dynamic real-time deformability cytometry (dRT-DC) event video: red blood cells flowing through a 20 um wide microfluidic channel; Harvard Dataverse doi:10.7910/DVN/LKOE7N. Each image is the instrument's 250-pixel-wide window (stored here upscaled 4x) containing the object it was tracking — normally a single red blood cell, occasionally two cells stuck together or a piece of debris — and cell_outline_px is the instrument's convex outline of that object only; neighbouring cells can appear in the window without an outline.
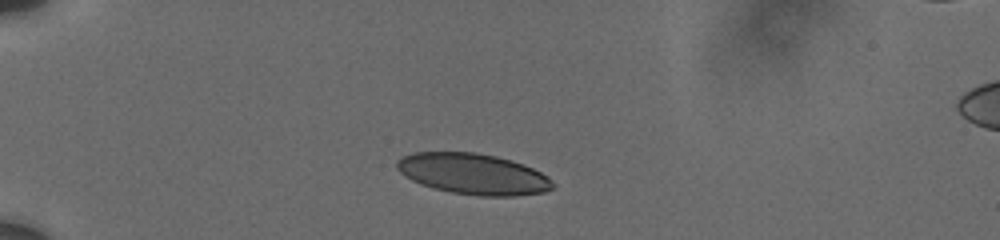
{"species": "human", "species_latin": "Homo sapiens", "temperature_condition": "cold", "stored_images_in_passage": 15, "camera_frame_rate_fps": 3000, "um_per_image_px": 0.085, "donor": {"sex": "male"}, "frame": {"image": 1, "passage_image": 1, "time_ms": 0.0, "image_size_px": [1000, 240], "cell_outline_px": [[556, 184], [552, 188], [544, 192], [516, 196], [480, 196], [452, 192], [432, 188], [420, 184], [404, 176], [396, 168], [396, 160], [400, 156], [412, 152], [476, 152], [496, 156], [512, 160], [532, 168], [548, 176]], "centroid_in_image_um": [40.19, 14.78], "position_along_channel_um": 44.8, "area_um2": 37.45}}
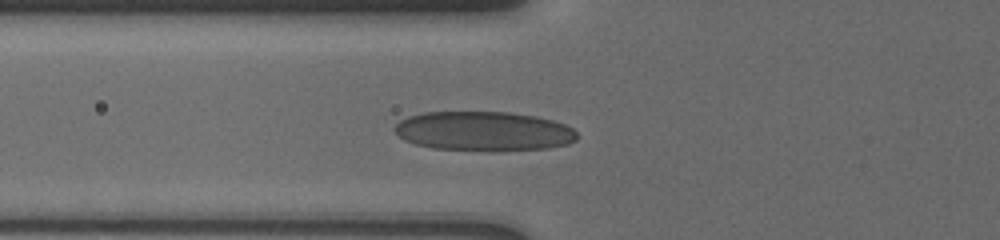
{"frame": {"image": 2, "passage_image": 13, "time_ms": 2.333, "image_size_px": [1000, 240], "cell_outline_px": [[576, 140], [568, 144], [548, 148], [496, 152], [492, 152], [432, 148], [416, 144], [404, 140], [392, 128], [400, 120], [408, 116], [424, 112], [508, 112], [536, 116], [552, 120], [564, 124], [572, 128], [576, 132]], "centroid_in_image_um": [41.11, 11.17], "position_along_channel_um": 84.7, "area_um2": 42.43}}